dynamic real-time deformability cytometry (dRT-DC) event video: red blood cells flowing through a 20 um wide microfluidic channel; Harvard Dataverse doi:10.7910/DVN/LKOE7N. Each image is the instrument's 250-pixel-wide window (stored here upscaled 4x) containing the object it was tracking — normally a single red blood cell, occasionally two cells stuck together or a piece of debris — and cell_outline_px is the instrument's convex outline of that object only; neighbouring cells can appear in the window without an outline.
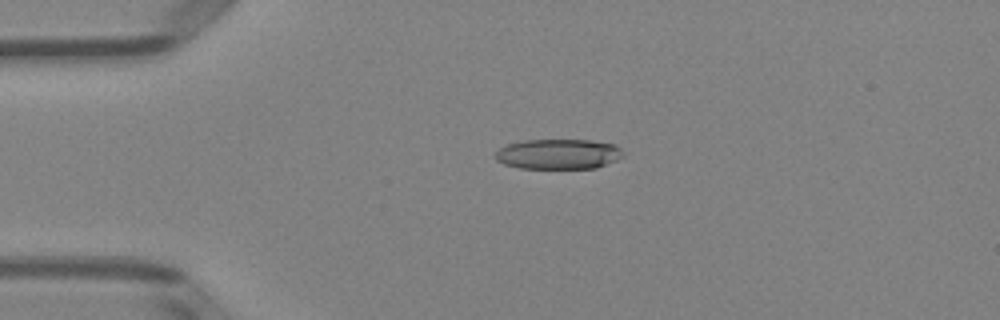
{"species": "Egyptian fruit bat (a non-hibernating species)", "species_latin": "Rousettus aegyptiacus", "temperature_condition": "room temperature", "stored_images_in_passage": 3, "camera_frame_rate_fps": 3000, "um_per_image_px": 0.085, "animal": {"sex": "female"}, "frame": {"image": 1, "passage_image": 3, "time_ms": 3.0, "image_size_px": [1000, 320], "cell_outline_px": [[624, 156], [616, 160], [596, 168], [520, 168], [504, 164], [496, 160], [496, 152], [500, 148], [508, 144], [524, 140], [588, 140], [616, 144], [624, 152]], "centroid_in_image_um": [47.49, 13.09], "position_along_channel_um": 37.5, "area_um2": 22.43}}